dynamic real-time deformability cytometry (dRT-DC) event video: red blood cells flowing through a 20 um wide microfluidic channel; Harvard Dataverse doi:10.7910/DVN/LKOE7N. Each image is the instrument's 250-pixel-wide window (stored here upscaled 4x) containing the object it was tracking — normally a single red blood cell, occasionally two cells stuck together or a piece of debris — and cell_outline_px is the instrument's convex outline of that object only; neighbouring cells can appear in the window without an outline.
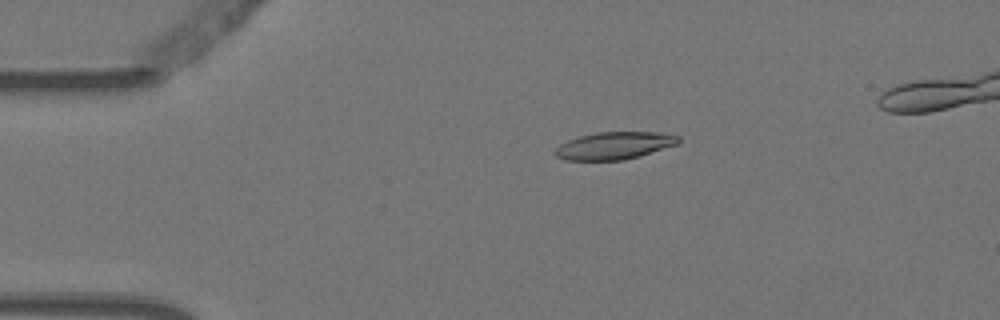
{"species": "Egyptian fruit bat (a non-hibernating species)", "species_latin": "Rousettus aegyptiacus", "temperature_condition": "warm", "stored_images_in_passage": 3, "camera_frame_rate_fps": 3000, "um_per_image_px": 0.085, "animal": {"sex": "female"}, "frame": {"image": 1, "passage_image": 1, "time_ms": 0.0, "image_size_px": [1000, 320], "cell_outline_px": [[680, 140], [676, 144], [640, 156], [624, 160], [564, 160], [556, 156], [552, 152], [560, 144], [568, 140], [580, 136], [596, 132], [652, 132], [680, 136]], "centroid_in_image_um": [52.17, 12.38], "position_along_channel_um": 32.8, "area_um2": 19.59}}